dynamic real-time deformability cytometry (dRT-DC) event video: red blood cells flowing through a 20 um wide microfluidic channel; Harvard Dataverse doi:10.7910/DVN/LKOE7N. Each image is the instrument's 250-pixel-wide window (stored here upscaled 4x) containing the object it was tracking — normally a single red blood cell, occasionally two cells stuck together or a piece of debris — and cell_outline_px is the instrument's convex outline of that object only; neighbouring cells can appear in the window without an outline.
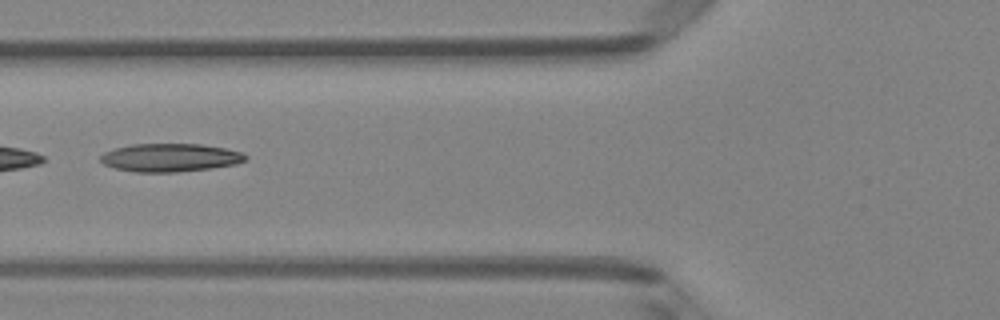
{"species": "Egyptian fruit bat (a non-hibernating species)", "species_latin": "Rousettus aegyptiacus", "temperature_condition": "room temperature", "stored_images_in_passage": 48, "camera_frame_rate_fps": 3000, "um_per_image_px": 0.085, "animal": {"sex": "female"}, "frame": {"image": 1, "passage_image": 19, "time_ms": 6.0, "image_size_px": [1000, 320], "cell_outline_px": [[248, 156], [244, 160], [236, 164], [212, 168], [176, 172], [136, 172], [116, 168], [104, 164], [100, 160], [100, 156], [104, 152], [116, 148], [132, 144], [200, 144], [224, 148], [244, 152]], "centroid_in_image_um": [14.48, 13.39], "position_along_channel_um": 111.3, "area_um2": 23.76}}
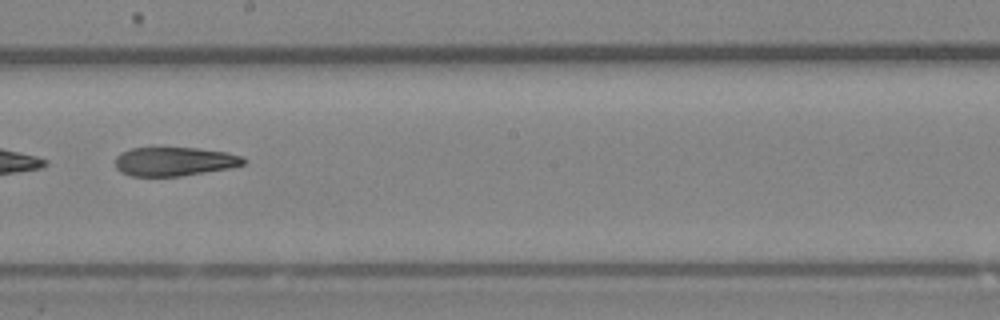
{"frame": {"image": 2, "passage_image": 28, "time_ms": 9.0, "image_size_px": [1000, 320], "cell_outline_px": [[248, 160], [244, 164], [232, 168], [180, 176], [132, 176], [120, 172], [116, 168], [116, 156], [120, 152], [132, 148], [196, 148], [228, 152], [244, 156]], "centroid_in_image_um": [14.87, 13.72], "position_along_channel_um": 233.3, "area_um2": 21.79}}
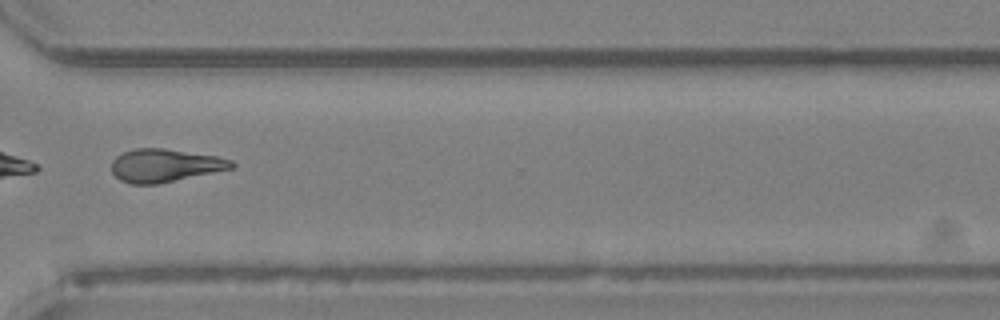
{"frame": {"image": 3, "passage_image": 37, "time_ms": 12.0, "image_size_px": [1000, 320], "cell_outline_px": [[236, 168], [156, 184], [132, 184], [120, 180], [112, 172], [112, 160], [116, 156], [124, 152], [136, 148], [164, 148], [216, 156], [232, 160], [236, 164]], "centroid_in_image_um": [14.04, 14.06], "position_along_channel_um": 356.6, "area_um2": 23.12}, "authors_computed_cell_mechanics": {"area_um2": 23.9292, "velocity_mm_per_s": 4.0828, "shape_relaxation_time_tau1_ms": null, "shape_relaxation_time_tau2_ms": 8.8967, "deformation_change_tau1": null, "deformation_change_tau2": 0.2061}}